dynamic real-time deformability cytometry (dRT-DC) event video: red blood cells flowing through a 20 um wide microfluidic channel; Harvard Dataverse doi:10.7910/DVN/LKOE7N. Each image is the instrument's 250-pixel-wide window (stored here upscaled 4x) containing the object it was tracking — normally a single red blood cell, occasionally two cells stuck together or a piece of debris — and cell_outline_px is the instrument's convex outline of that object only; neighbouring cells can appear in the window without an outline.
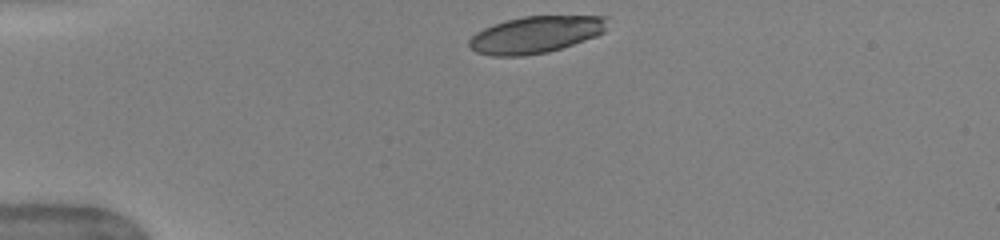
{"species": "human", "species_latin": "Homo sapiens", "temperature_condition": "warm", "stored_images_in_passage": 39, "camera_frame_rate_fps": 3000, "um_per_image_px": 0.085, "donor": {"sex": "female"}, "frame": {"image": 1, "passage_image": 1, "time_ms": 0.0, "image_size_px": [1000, 240], "cell_outline_px": [[608, 16], [604, 32], [596, 36], [548, 52], [524, 56], [492, 56], [476, 52], [468, 44], [468, 40], [476, 32], [492, 24], [524, 16]], "centroid_in_image_um": [45.51, 2.94], "position_along_channel_um": 39.5, "area_um2": 29.59}}
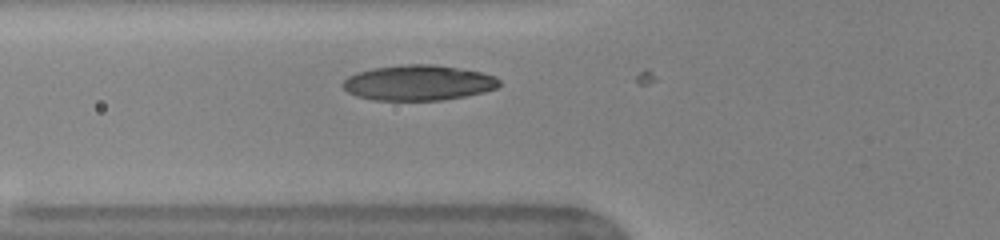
{"frame": {"image": 2, "passage_image": 8, "time_ms": 2.333, "image_size_px": [1000, 240], "cell_outline_px": [[500, 84], [496, 88], [484, 92], [444, 100], [376, 100], [356, 96], [348, 92], [340, 84], [348, 76], [372, 68], [400, 64], [432, 64], [480, 72], [496, 76], [500, 80]], "centroid_in_image_um": [35.55, 7.03], "position_along_channel_um": 90.3, "area_um2": 32.19}}
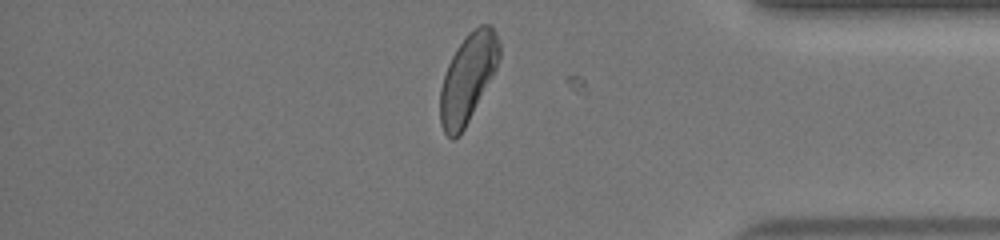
{"frame": {"image": 3, "passage_image": 32, "time_ms": 10.333, "image_size_px": [1000, 240], "cell_outline_px": [[500, 56], [496, 68], [492, 76], [464, 128], [452, 140], [444, 132], [440, 124], [440, 88], [448, 64], [456, 48], [468, 32], [480, 24], [492, 24], [496, 32], [500, 44]], "centroid_in_image_um": [39.77, 6.58], "position_along_channel_um": 395.4, "area_um2": 30.17}, "authors_computed_cell_mechanics": {"area_um2": 31.1542, "velocity_mm_per_s": 4.0312, "shape_relaxation_time_tau1_ms": 3.0033, "shape_relaxation_time_tau2_ms": 0.8251, "deformation_change_tau1": 0.1606, "deformation_change_tau2": 0.0512}}